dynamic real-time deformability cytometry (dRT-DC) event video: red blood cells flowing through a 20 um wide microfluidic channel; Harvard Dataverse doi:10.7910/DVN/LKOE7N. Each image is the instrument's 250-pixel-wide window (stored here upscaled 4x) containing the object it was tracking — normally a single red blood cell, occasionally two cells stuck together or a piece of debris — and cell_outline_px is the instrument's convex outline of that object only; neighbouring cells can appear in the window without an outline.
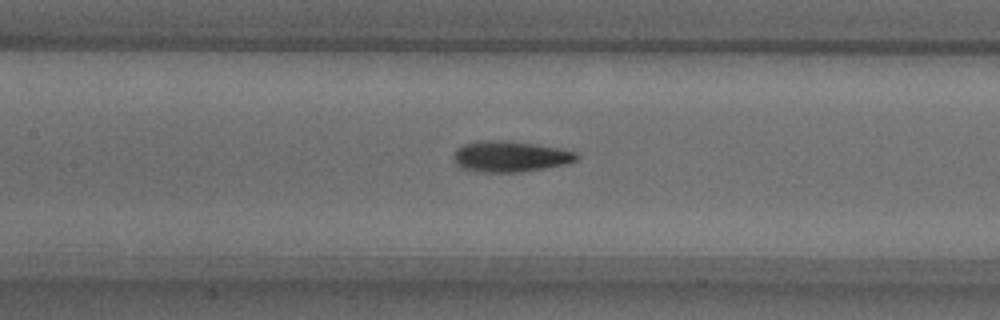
{"species": "common noctule bat (a hibernating species)", "species_latin": "Nyctalus noctula", "temperature_condition": "warm", "stored_images_in_passage": 44, "camera_frame_rate_fps": 3000, "um_per_image_px": 0.085, "animal": {"sex": "male", "body_mass_g": 18.8}, "frame": {"image": 1, "passage_image": 15, "time_ms": 4.667, "image_size_px": [1000, 320], "cell_outline_px": [[580, 156], [576, 160], [568, 164], [520, 172], [484, 172], [460, 168], [456, 164], [452, 156], [464, 144], [484, 140], [508, 140], [560, 148], [576, 152]], "centroid_in_image_um": [43.4, 13.3], "position_along_channel_um": 164.0, "area_um2": 22.14}}
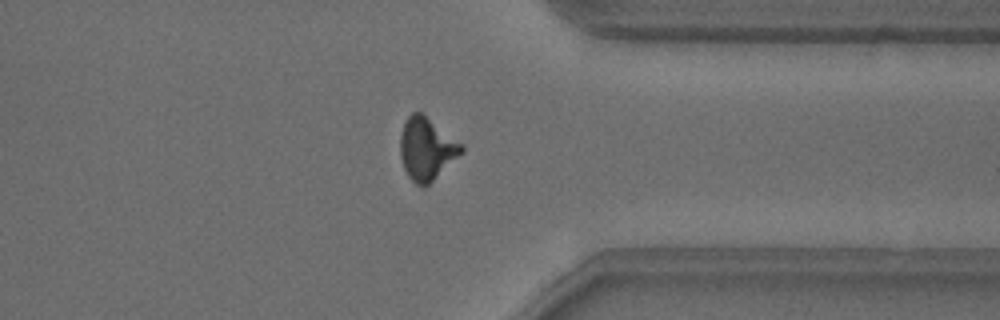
{"frame": {"image": 2, "passage_image": 32, "time_ms": 10.333, "image_size_px": [1000, 320], "cell_outline_px": [[464, 152], [424, 188], [416, 184], [408, 176], [404, 168], [400, 156], [400, 136], [404, 124], [408, 116], [412, 112], [420, 112], [464, 144]], "centroid_in_image_um": [36.28, 12.66], "position_along_channel_um": 375.1, "area_um2": 22.25}}
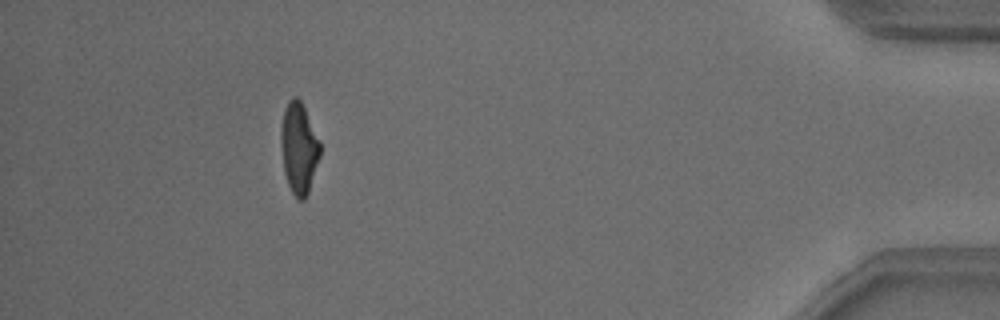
{"frame": {"image": 3, "passage_image": 39, "time_ms": 12.667, "image_size_px": [1000, 320], "cell_outline_px": [[320, 156], [308, 192], [304, 200], [296, 200], [288, 184], [284, 172], [280, 140], [280, 128], [284, 108], [288, 100], [292, 96], [296, 96], [300, 100], [304, 108], [320, 144]], "centroid_in_image_um": [25.37, 12.59], "position_along_channel_um": 409.8, "area_um2": 20.63}, "authors_computed_cell_mechanics": {"area_um2": 21.2993, "velocity_mm_per_s": 3.8433, "shape_relaxation_time_tau1_ms": 4.857, "shape_relaxation_time_tau2_ms": 2.8669, "deformation_change_tau1": 0.1843, "deformation_change_tau2": 0.1102}}